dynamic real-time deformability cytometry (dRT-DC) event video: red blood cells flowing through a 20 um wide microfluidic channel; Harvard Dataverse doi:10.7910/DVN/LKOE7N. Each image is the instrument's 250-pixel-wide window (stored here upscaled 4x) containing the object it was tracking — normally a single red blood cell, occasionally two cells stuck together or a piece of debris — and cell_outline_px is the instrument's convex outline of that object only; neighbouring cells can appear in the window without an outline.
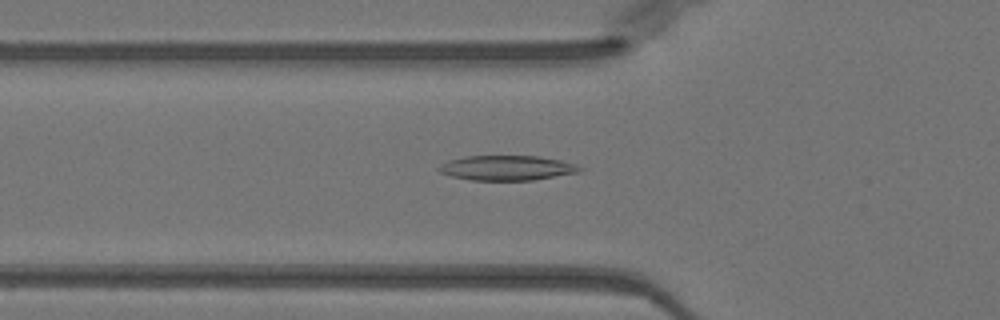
{"species": "Egyptian fruit bat (a non-hibernating species)", "species_latin": "Rousettus aegyptiacus", "temperature_condition": "warm", "stored_images_in_passage": 49, "camera_frame_rate_fps": 3000, "um_per_image_px": 0.085, "animal": {"sex": "female"}, "frame": {"image": 1, "passage_image": 16, "time_ms": 5.0, "image_size_px": [1000, 320], "cell_outline_px": [[584, 168], [580, 172], [532, 180], [472, 180], [452, 176], [440, 172], [436, 168], [448, 160], [464, 156], [540, 156], [560, 160], [576, 164]], "centroid_in_image_um": [43.1, 14.26], "position_along_channel_um": 82.7, "area_um2": 20.4}}
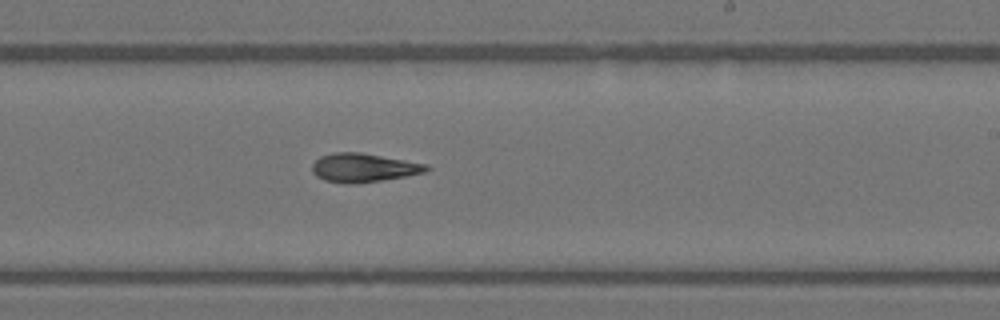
{"frame": {"image": 2, "passage_image": 29, "time_ms": 9.333, "image_size_px": [1000, 320], "cell_outline_px": [[432, 168], [424, 172], [404, 176], [380, 180], [352, 184], [348, 184], [324, 180], [316, 176], [312, 172], [312, 164], [320, 156], [336, 152], [360, 152], [428, 164]], "centroid_in_image_um": [30.88, 14.25], "position_along_channel_um": 258.1, "area_um2": 19.02}}
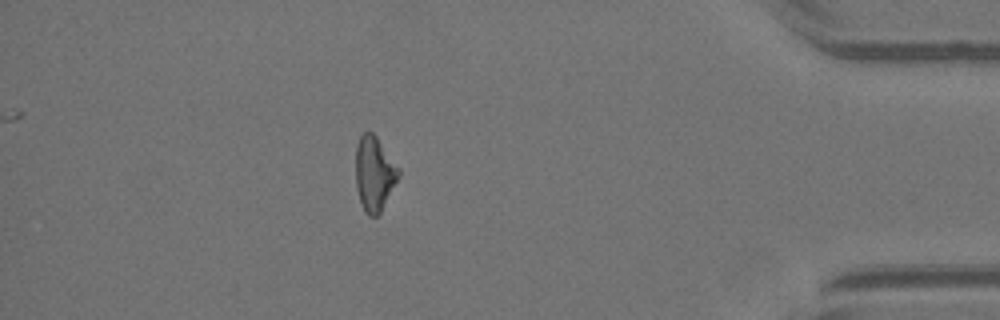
{"frame": {"image": 3, "passage_image": 43, "time_ms": 14.0, "image_size_px": [1000, 320], "cell_outline_px": [[400, 176], [380, 212], [376, 216], [368, 216], [364, 212], [360, 204], [356, 188], [356, 144], [360, 136], [364, 132], [372, 132], [376, 136], [400, 168]], "centroid_in_image_um": [31.81, 14.77], "position_along_channel_um": 403.4, "area_um2": 18.79}, "authors_computed_cell_mechanics": {"area_um2": 19.074, "velocity_mm_per_s": 4.0305, "shape_relaxation_time_tau1_ms": null, "shape_relaxation_time_tau2_ms": 4.7056, "deformation_change_tau1": null, "deformation_change_tau2": 0.1526}}